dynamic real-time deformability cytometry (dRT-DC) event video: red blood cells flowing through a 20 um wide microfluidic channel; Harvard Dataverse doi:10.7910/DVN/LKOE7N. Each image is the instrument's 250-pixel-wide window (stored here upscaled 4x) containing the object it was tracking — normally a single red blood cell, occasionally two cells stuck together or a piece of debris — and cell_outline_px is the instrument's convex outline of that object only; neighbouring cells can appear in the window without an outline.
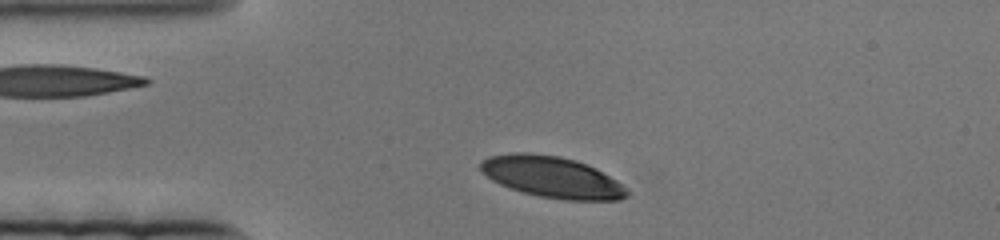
{"species": "human", "species_latin": "Homo sapiens", "temperature_condition": "cold", "stored_images_in_passage": 55, "camera_frame_rate_fps": 3000, "um_per_image_px": 0.085, "donor": {"sex": "female"}, "frame": {"image": 1, "passage_image": 6, "time_ms": 1.667, "image_size_px": [1000, 240], "cell_outline_px": [[628, 196], [620, 200], [564, 200], [540, 196], [524, 192], [500, 184], [492, 180], [480, 168], [480, 160], [488, 156], [512, 152], [528, 152], [560, 156], [576, 160], [596, 168], [616, 180], [628, 192]], "centroid_in_image_um": [46.91, 15.03], "position_along_channel_um": 38.1, "area_um2": 35.08}}
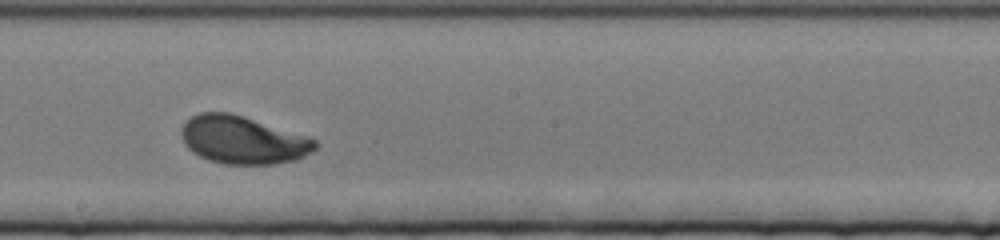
{"frame": {"image": 2, "passage_image": 33, "time_ms": 10.667, "image_size_px": [1000, 240], "cell_outline_px": [[320, 144], [312, 152], [296, 160], [272, 164], [224, 164], [208, 160], [192, 152], [184, 144], [180, 132], [180, 128], [184, 120], [200, 112], [232, 112], [308, 136], [316, 140]], "centroid_in_image_um": [20.63, 11.88], "position_along_channel_um": 227.6, "area_um2": 37.8}}
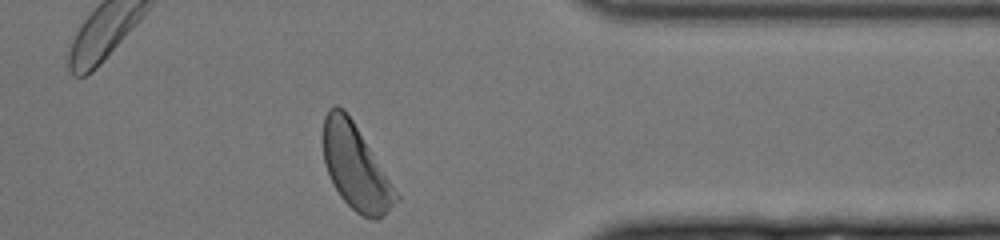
{"frame": {"image": 3, "passage_image": 54, "time_ms": 17.667, "image_size_px": [1000, 240], "cell_outline_px": [[400, 200], [384, 216], [376, 220], [372, 220], [356, 212], [340, 196], [332, 184], [324, 164], [320, 140], [324, 116], [328, 108], [332, 104], [336, 104], [344, 108], [352, 120], [400, 196]], "centroid_in_image_um": [30.17, 14.17], "position_along_channel_um": 381.2, "area_um2": 36.47}}